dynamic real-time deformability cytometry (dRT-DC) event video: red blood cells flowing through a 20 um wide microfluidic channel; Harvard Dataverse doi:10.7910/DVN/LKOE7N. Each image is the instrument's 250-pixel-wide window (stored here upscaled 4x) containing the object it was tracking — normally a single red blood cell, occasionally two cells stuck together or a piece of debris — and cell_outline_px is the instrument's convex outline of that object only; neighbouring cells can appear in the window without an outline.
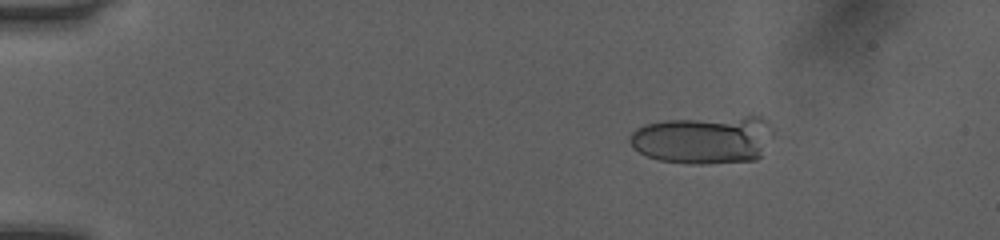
{"species": "human", "species_latin": "Homo sapiens", "temperature_condition": "room temperature", "stored_images_in_passage": 20, "camera_frame_rate_fps": 3000, "um_per_image_px": 0.085, "donor": {"sex": "female"}, "frame": {"image": 1, "passage_image": 9, "time_ms": 2.667, "image_size_px": [1000, 240], "cell_outline_px": [[768, 124], [760, 156], [756, 160], [708, 164], [688, 164], [660, 160], [648, 156], [632, 148], [628, 140], [628, 136], [636, 128], [644, 124], [664, 120], [752, 112], [760, 112], [768, 120]], "centroid_in_image_um": [59.76, 11.8], "position_along_channel_um": 25.2, "area_um2": 41.27}}
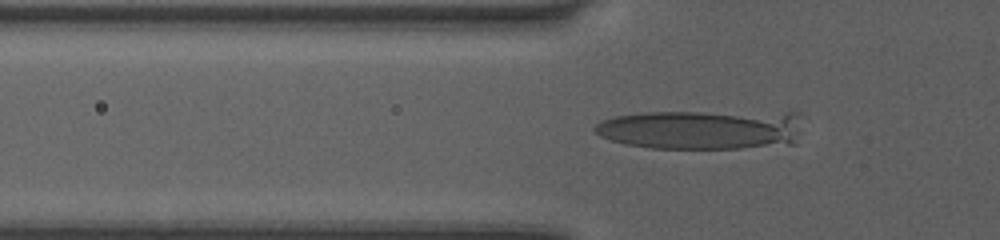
{"frame": {"image": 2, "passage_image": 19, "time_ms": 6.0, "image_size_px": [1000, 240], "cell_outline_px": [[804, 116], [800, 132], [796, 144], [740, 148], [652, 148], [624, 144], [600, 136], [592, 128], [600, 120], [616, 116], [640, 112], [800, 112]], "centroid_in_image_um": [59.73, 11.0], "position_along_channel_um": 66.1, "area_um2": 48.84}}